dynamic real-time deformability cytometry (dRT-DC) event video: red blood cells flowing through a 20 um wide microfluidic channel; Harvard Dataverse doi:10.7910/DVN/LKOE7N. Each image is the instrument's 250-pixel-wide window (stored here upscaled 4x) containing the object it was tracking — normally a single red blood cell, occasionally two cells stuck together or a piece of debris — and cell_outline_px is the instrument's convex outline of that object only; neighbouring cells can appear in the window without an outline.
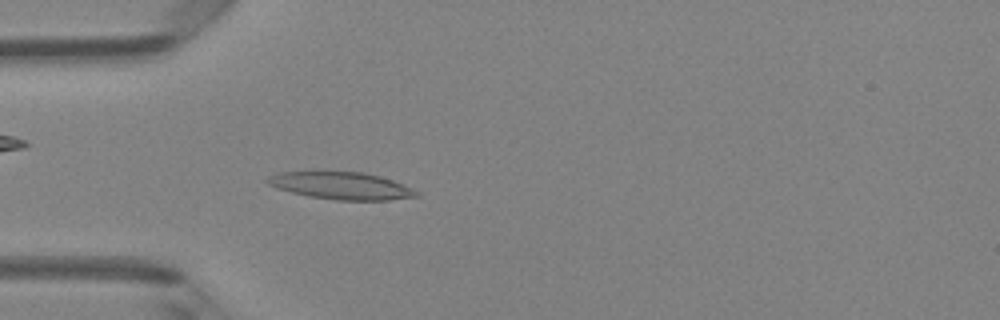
{"species": "Egyptian fruit bat (a non-hibernating species)", "species_latin": "Rousettus aegyptiacus", "temperature_condition": "room temperature", "stored_images_in_passage": 4, "camera_frame_rate_fps": 3000, "um_per_image_px": 0.085, "animal": {"sex": "female"}, "frame": {"image": 1, "passage_image": 4, "time_ms": 1.0, "image_size_px": [1000, 320], "cell_outline_px": [[420, 196], [388, 200], [336, 200], [308, 196], [276, 188], [268, 184], [264, 180], [268, 176], [280, 172], [312, 168], [364, 172], [380, 176], [392, 180], [420, 192]], "centroid_in_image_um": [28.91, 15.73], "position_along_channel_um": 56.1, "area_um2": 24.8}}